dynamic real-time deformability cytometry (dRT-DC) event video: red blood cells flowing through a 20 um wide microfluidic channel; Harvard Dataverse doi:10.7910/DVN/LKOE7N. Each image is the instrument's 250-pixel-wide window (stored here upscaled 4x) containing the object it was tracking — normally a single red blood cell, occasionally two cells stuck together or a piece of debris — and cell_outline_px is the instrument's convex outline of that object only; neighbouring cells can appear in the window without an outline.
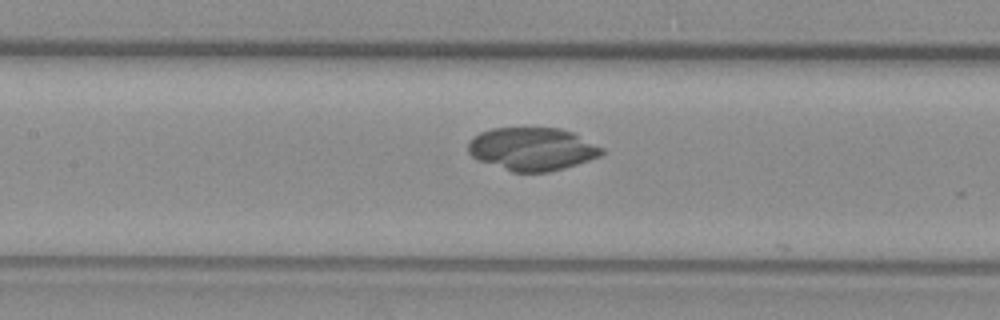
{"species": "common noctule bat (a hibernating species)", "species_latin": "Nyctalus noctula", "temperature_condition": "warm", "stored_images_in_passage": 27, "camera_frame_rate_fps": 3000, "um_per_image_px": 0.085, "animal": {"sex": "female", "body_mass_g": 29.2, "forearm_length_mm": 56.3}, "frame": {"image": 1, "passage_image": 20, "time_ms": 6.333, "image_size_px": [1000, 320], "cell_outline_px": [[604, 152], [600, 156], [564, 168], [548, 172], [512, 172], [480, 160], [472, 156], [468, 152], [468, 144], [480, 132], [492, 128], [560, 128], [572, 132], [604, 148]], "centroid_in_image_um": [45.26, 12.66], "position_along_channel_um": 162.1, "area_um2": 33.18}}
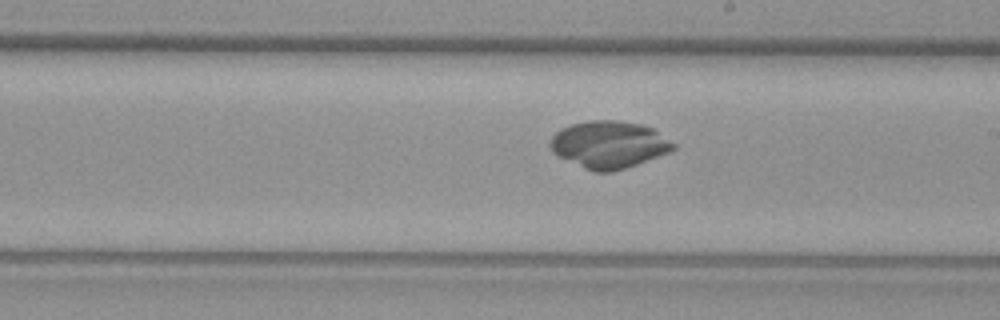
{"frame": {"image": 2, "passage_image": 26, "time_ms": 8.333, "image_size_px": [1000, 320], "cell_outline_px": [[676, 148], [668, 152], [636, 164], [612, 172], [596, 172], [584, 168], [552, 152], [548, 144], [552, 136], [560, 128], [572, 124], [588, 120], [616, 120], [640, 124], [652, 128], [676, 144]], "centroid_in_image_um": [51.73, 12.28], "position_along_channel_um": 237.3, "area_um2": 33.58}}